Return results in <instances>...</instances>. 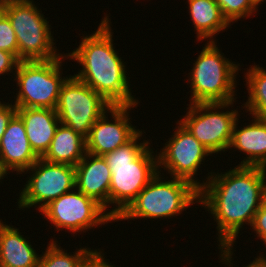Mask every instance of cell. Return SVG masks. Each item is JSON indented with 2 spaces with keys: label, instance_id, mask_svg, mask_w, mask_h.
Returning <instances> with one entry per match:
<instances>
[{
  "label": "cell",
  "instance_id": "1",
  "mask_svg": "<svg viewBox=\"0 0 266 267\" xmlns=\"http://www.w3.org/2000/svg\"><path fill=\"white\" fill-rule=\"evenodd\" d=\"M214 173L203 181L198 203L211 211L217 222L219 258L230 266L240 229L244 223L252 225L266 197V168L236 166L223 174Z\"/></svg>",
  "mask_w": 266,
  "mask_h": 267
},
{
  "label": "cell",
  "instance_id": "2",
  "mask_svg": "<svg viewBox=\"0 0 266 267\" xmlns=\"http://www.w3.org/2000/svg\"><path fill=\"white\" fill-rule=\"evenodd\" d=\"M109 16L102 18L98 29L82 39L78 48L68 53L67 58L76 60L82 66L76 78L90 86L109 104L137 105L133 97L124 61L114 50Z\"/></svg>",
  "mask_w": 266,
  "mask_h": 267
},
{
  "label": "cell",
  "instance_id": "3",
  "mask_svg": "<svg viewBox=\"0 0 266 267\" xmlns=\"http://www.w3.org/2000/svg\"><path fill=\"white\" fill-rule=\"evenodd\" d=\"M139 131L129 142L103 155L110 170L109 204L116 207L109 214L117 218L158 173V156L149 141L138 142Z\"/></svg>",
  "mask_w": 266,
  "mask_h": 267
},
{
  "label": "cell",
  "instance_id": "4",
  "mask_svg": "<svg viewBox=\"0 0 266 267\" xmlns=\"http://www.w3.org/2000/svg\"><path fill=\"white\" fill-rule=\"evenodd\" d=\"M215 42L208 41L193 63L188 81L192 89L190 104L226 103L236 99L235 78L240 65L225 58Z\"/></svg>",
  "mask_w": 266,
  "mask_h": 267
},
{
  "label": "cell",
  "instance_id": "5",
  "mask_svg": "<svg viewBox=\"0 0 266 267\" xmlns=\"http://www.w3.org/2000/svg\"><path fill=\"white\" fill-rule=\"evenodd\" d=\"M161 169L115 220L172 217L199 202V190L190 182L174 178L162 181Z\"/></svg>",
  "mask_w": 266,
  "mask_h": 267
},
{
  "label": "cell",
  "instance_id": "6",
  "mask_svg": "<svg viewBox=\"0 0 266 267\" xmlns=\"http://www.w3.org/2000/svg\"><path fill=\"white\" fill-rule=\"evenodd\" d=\"M32 0L3 2L1 11L8 17L18 43L19 61H47L60 57L50 25Z\"/></svg>",
  "mask_w": 266,
  "mask_h": 267
},
{
  "label": "cell",
  "instance_id": "7",
  "mask_svg": "<svg viewBox=\"0 0 266 267\" xmlns=\"http://www.w3.org/2000/svg\"><path fill=\"white\" fill-rule=\"evenodd\" d=\"M67 53L47 61H20L14 75L19 87L17 108L55 109L66 79L62 75V59ZM61 71V72H60Z\"/></svg>",
  "mask_w": 266,
  "mask_h": 267
},
{
  "label": "cell",
  "instance_id": "8",
  "mask_svg": "<svg viewBox=\"0 0 266 267\" xmlns=\"http://www.w3.org/2000/svg\"><path fill=\"white\" fill-rule=\"evenodd\" d=\"M111 106L100 94L73 75L68 76L62 85L55 111L60 123L86 139L93 124Z\"/></svg>",
  "mask_w": 266,
  "mask_h": 267
},
{
  "label": "cell",
  "instance_id": "9",
  "mask_svg": "<svg viewBox=\"0 0 266 267\" xmlns=\"http://www.w3.org/2000/svg\"><path fill=\"white\" fill-rule=\"evenodd\" d=\"M235 101L226 103H194L180 122L211 153L229 149L238 111H217L229 108Z\"/></svg>",
  "mask_w": 266,
  "mask_h": 267
},
{
  "label": "cell",
  "instance_id": "10",
  "mask_svg": "<svg viewBox=\"0 0 266 267\" xmlns=\"http://www.w3.org/2000/svg\"><path fill=\"white\" fill-rule=\"evenodd\" d=\"M73 190L52 200L40 211L57 228L56 231L67 229L80 233L98 225L115 222L109 212H106L96 200L86 196L77 188Z\"/></svg>",
  "mask_w": 266,
  "mask_h": 267
},
{
  "label": "cell",
  "instance_id": "11",
  "mask_svg": "<svg viewBox=\"0 0 266 267\" xmlns=\"http://www.w3.org/2000/svg\"><path fill=\"white\" fill-rule=\"evenodd\" d=\"M33 171L22 188L18 208L37 207L39 212L52 200L75 188V166L50 163L39 158L28 171Z\"/></svg>",
  "mask_w": 266,
  "mask_h": 267
},
{
  "label": "cell",
  "instance_id": "12",
  "mask_svg": "<svg viewBox=\"0 0 266 267\" xmlns=\"http://www.w3.org/2000/svg\"><path fill=\"white\" fill-rule=\"evenodd\" d=\"M178 126L172 138L158 152V169L168 170L172 178L190 182L198 190L202 183L195 176L205 156L211 153L178 120ZM164 166V167H162Z\"/></svg>",
  "mask_w": 266,
  "mask_h": 267
},
{
  "label": "cell",
  "instance_id": "13",
  "mask_svg": "<svg viewBox=\"0 0 266 267\" xmlns=\"http://www.w3.org/2000/svg\"><path fill=\"white\" fill-rule=\"evenodd\" d=\"M136 105H113L92 126L86 138V152L103 156L129 142L140 130L130 123L128 110ZM111 113L113 120L106 113ZM107 115V116H106ZM112 121V122H109Z\"/></svg>",
  "mask_w": 266,
  "mask_h": 267
},
{
  "label": "cell",
  "instance_id": "14",
  "mask_svg": "<svg viewBox=\"0 0 266 267\" xmlns=\"http://www.w3.org/2000/svg\"><path fill=\"white\" fill-rule=\"evenodd\" d=\"M38 159L30 147L24 121L16 113L9 121L0 141L1 165L6 172L12 170L22 174Z\"/></svg>",
  "mask_w": 266,
  "mask_h": 267
},
{
  "label": "cell",
  "instance_id": "15",
  "mask_svg": "<svg viewBox=\"0 0 266 267\" xmlns=\"http://www.w3.org/2000/svg\"><path fill=\"white\" fill-rule=\"evenodd\" d=\"M110 183L111 170L105 158L86 152L83 159L75 166V188L96 200L107 210L110 207Z\"/></svg>",
  "mask_w": 266,
  "mask_h": 267
},
{
  "label": "cell",
  "instance_id": "16",
  "mask_svg": "<svg viewBox=\"0 0 266 267\" xmlns=\"http://www.w3.org/2000/svg\"><path fill=\"white\" fill-rule=\"evenodd\" d=\"M17 114L24 121L31 149L41 158L48 150L60 124L55 109L17 108Z\"/></svg>",
  "mask_w": 266,
  "mask_h": 267
},
{
  "label": "cell",
  "instance_id": "17",
  "mask_svg": "<svg viewBox=\"0 0 266 267\" xmlns=\"http://www.w3.org/2000/svg\"><path fill=\"white\" fill-rule=\"evenodd\" d=\"M252 118L253 123L241 129L237 126V119L229 148L235 147L234 149L248 155L237 166L266 168V119Z\"/></svg>",
  "mask_w": 266,
  "mask_h": 267
},
{
  "label": "cell",
  "instance_id": "18",
  "mask_svg": "<svg viewBox=\"0 0 266 267\" xmlns=\"http://www.w3.org/2000/svg\"><path fill=\"white\" fill-rule=\"evenodd\" d=\"M39 258L18 229L0 219V267H38Z\"/></svg>",
  "mask_w": 266,
  "mask_h": 267
},
{
  "label": "cell",
  "instance_id": "19",
  "mask_svg": "<svg viewBox=\"0 0 266 267\" xmlns=\"http://www.w3.org/2000/svg\"><path fill=\"white\" fill-rule=\"evenodd\" d=\"M86 153V139L60 123L46 153L41 157L50 163L76 166Z\"/></svg>",
  "mask_w": 266,
  "mask_h": 267
},
{
  "label": "cell",
  "instance_id": "20",
  "mask_svg": "<svg viewBox=\"0 0 266 267\" xmlns=\"http://www.w3.org/2000/svg\"><path fill=\"white\" fill-rule=\"evenodd\" d=\"M189 15L199 40L210 38L229 27L216 0H188ZM212 39V40H211Z\"/></svg>",
  "mask_w": 266,
  "mask_h": 267
},
{
  "label": "cell",
  "instance_id": "21",
  "mask_svg": "<svg viewBox=\"0 0 266 267\" xmlns=\"http://www.w3.org/2000/svg\"><path fill=\"white\" fill-rule=\"evenodd\" d=\"M245 75L249 96L243 108H246L252 117L266 119V70L254 65Z\"/></svg>",
  "mask_w": 266,
  "mask_h": 267
},
{
  "label": "cell",
  "instance_id": "22",
  "mask_svg": "<svg viewBox=\"0 0 266 267\" xmlns=\"http://www.w3.org/2000/svg\"><path fill=\"white\" fill-rule=\"evenodd\" d=\"M96 250L81 247L71 255L58 246L57 241L51 240L45 252L40 255L38 267H82Z\"/></svg>",
  "mask_w": 266,
  "mask_h": 267
},
{
  "label": "cell",
  "instance_id": "23",
  "mask_svg": "<svg viewBox=\"0 0 266 267\" xmlns=\"http://www.w3.org/2000/svg\"><path fill=\"white\" fill-rule=\"evenodd\" d=\"M220 10L229 24L240 18H248L257 11L259 0H216Z\"/></svg>",
  "mask_w": 266,
  "mask_h": 267
},
{
  "label": "cell",
  "instance_id": "24",
  "mask_svg": "<svg viewBox=\"0 0 266 267\" xmlns=\"http://www.w3.org/2000/svg\"><path fill=\"white\" fill-rule=\"evenodd\" d=\"M0 50L12 53L18 59V43L8 17L0 10Z\"/></svg>",
  "mask_w": 266,
  "mask_h": 267
},
{
  "label": "cell",
  "instance_id": "25",
  "mask_svg": "<svg viewBox=\"0 0 266 267\" xmlns=\"http://www.w3.org/2000/svg\"><path fill=\"white\" fill-rule=\"evenodd\" d=\"M251 227L254 232L256 231L258 238L266 236V197L255 214Z\"/></svg>",
  "mask_w": 266,
  "mask_h": 267
},
{
  "label": "cell",
  "instance_id": "26",
  "mask_svg": "<svg viewBox=\"0 0 266 267\" xmlns=\"http://www.w3.org/2000/svg\"><path fill=\"white\" fill-rule=\"evenodd\" d=\"M17 113V107L11 103H1L0 101V141L7 128L9 121Z\"/></svg>",
  "mask_w": 266,
  "mask_h": 267
},
{
  "label": "cell",
  "instance_id": "27",
  "mask_svg": "<svg viewBox=\"0 0 266 267\" xmlns=\"http://www.w3.org/2000/svg\"><path fill=\"white\" fill-rule=\"evenodd\" d=\"M20 61L10 52L0 50V75L16 70ZM13 70V71H12Z\"/></svg>",
  "mask_w": 266,
  "mask_h": 267
},
{
  "label": "cell",
  "instance_id": "28",
  "mask_svg": "<svg viewBox=\"0 0 266 267\" xmlns=\"http://www.w3.org/2000/svg\"><path fill=\"white\" fill-rule=\"evenodd\" d=\"M104 258V254L100 250H96L82 267H114V265H110Z\"/></svg>",
  "mask_w": 266,
  "mask_h": 267
},
{
  "label": "cell",
  "instance_id": "29",
  "mask_svg": "<svg viewBox=\"0 0 266 267\" xmlns=\"http://www.w3.org/2000/svg\"><path fill=\"white\" fill-rule=\"evenodd\" d=\"M260 256H257L255 260L250 262L249 265L245 267H266V258L263 256V254H259Z\"/></svg>",
  "mask_w": 266,
  "mask_h": 267
},
{
  "label": "cell",
  "instance_id": "30",
  "mask_svg": "<svg viewBox=\"0 0 266 267\" xmlns=\"http://www.w3.org/2000/svg\"><path fill=\"white\" fill-rule=\"evenodd\" d=\"M8 173L3 169L1 162H0V180L5 178V175H7Z\"/></svg>",
  "mask_w": 266,
  "mask_h": 267
},
{
  "label": "cell",
  "instance_id": "31",
  "mask_svg": "<svg viewBox=\"0 0 266 267\" xmlns=\"http://www.w3.org/2000/svg\"><path fill=\"white\" fill-rule=\"evenodd\" d=\"M260 240H263V244H265L266 245V236H264V237H262Z\"/></svg>",
  "mask_w": 266,
  "mask_h": 267
},
{
  "label": "cell",
  "instance_id": "32",
  "mask_svg": "<svg viewBox=\"0 0 266 267\" xmlns=\"http://www.w3.org/2000/svg\"><path fill=\"white\" fill-rule=\"evenodd\" d=\"M7 1H15V0H0L1 3L7 2Z\"/></svg>",
  "mask_w": 266,
  "mask_h": 267
}]
</instances>
